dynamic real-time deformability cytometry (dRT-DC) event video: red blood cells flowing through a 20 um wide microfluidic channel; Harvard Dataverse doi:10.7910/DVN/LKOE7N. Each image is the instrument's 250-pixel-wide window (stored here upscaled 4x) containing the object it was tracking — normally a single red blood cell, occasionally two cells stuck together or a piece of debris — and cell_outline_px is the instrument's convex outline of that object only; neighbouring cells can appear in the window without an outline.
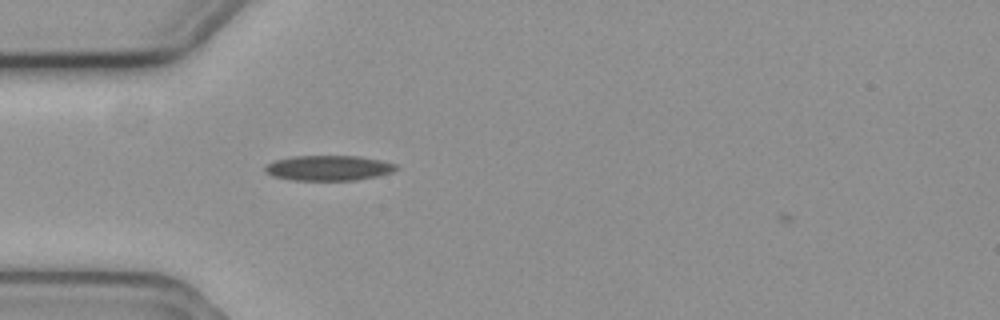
{"species": "common noctule bat (a hibernating species)", "species_latin": "Nyctalus noctula", "temperature_condition": "cold", "stored_images_in_passage": 3, "camera_frame_rate_fps": 3000, "um_per_image_px": 0.085, "animal": {"sex": "female", "body_mass_g": 19.3, "forearm_length_mm": 54.1}, "frame": {"image": 1, "passage_image": 3, "time_ms": 0.667, "image_size_px": [1000, 320], "cell_outline_px": [[400, 168], [392, 172], [376, 176], [356, 180], [292, 180], [272, 176], [264, 172], [264, 168], [268, 164], [276, 160], [296, 156], [360, 156], [380, 160], [396, 164]], "centroid_in_image_um": [27.94, 14.28], "position_along_channel_um": 57.1, "area_um2": 19.19}}